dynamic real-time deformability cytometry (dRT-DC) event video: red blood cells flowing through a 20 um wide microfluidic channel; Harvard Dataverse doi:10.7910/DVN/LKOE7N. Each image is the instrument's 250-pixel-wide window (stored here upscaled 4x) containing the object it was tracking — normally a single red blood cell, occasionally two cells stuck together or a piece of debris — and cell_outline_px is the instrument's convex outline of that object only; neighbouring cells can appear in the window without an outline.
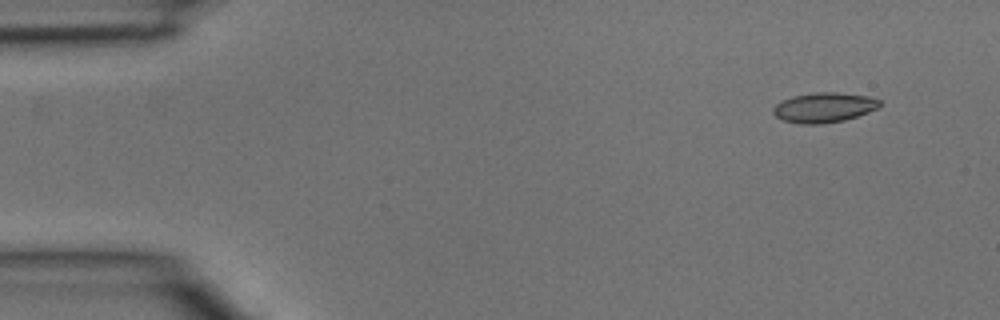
{"species": "common noctule bat (a hibernating species)", "species_latin": "Nyctalus noctula", "temperature_condition": "room temperature", "stored_images_in_passage": 4, "segment_of_instrument_passage": [2, 2], "camera_frame_rate_fps": 3000, "um_per_image_px": 0.085, "animal": {"sex": "male", "body_mass_g": 15.6}, "frame": {"image": 1, "passage_image": 4, "time_ms": 1.0, "image_size_px": [1000, 320], "cell_outline_px": [[880, 104], [876, 108], [856, 116], [844, 120], [820, 124], [800, 124], [784, 120], [776, 116], [772, 112], [772, 108], [776, 104], [792, 96], [812, 92], [836, 92], [868, 96], [880, 100]], "centroid_in_image_um": [70.0, 9.13], "position_along_channel_um": 15.0, "area_um2": 18.38}}